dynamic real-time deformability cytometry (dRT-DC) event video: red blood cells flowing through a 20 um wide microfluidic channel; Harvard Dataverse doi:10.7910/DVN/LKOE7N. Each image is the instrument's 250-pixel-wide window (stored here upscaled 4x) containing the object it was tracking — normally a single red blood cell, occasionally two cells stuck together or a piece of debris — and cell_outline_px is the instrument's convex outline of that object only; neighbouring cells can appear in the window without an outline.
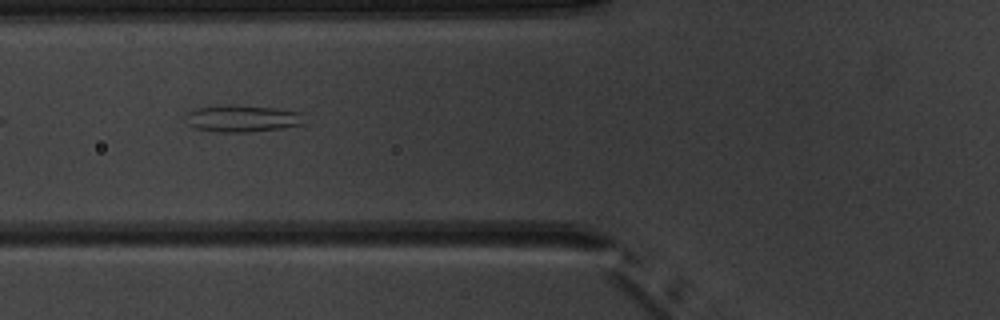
{"species": "common noctule bat (a hibernating species)", "species_latin": "Nyctalus noctula", "temperature_condition": "warm", "stored_images_in_passage": 8, "camera_frame_rate_fps": 3000, "um_per_image_px": 0.085, "animal": {"sex": "male", "body_mass_g": 20.1, "forearm_length_mm": 53.5}, "frame": {"image": 1, "passage_image": 5, "time_ms": 5.667, "image_size_px": [1000, 320], "cell_outline_px": [[304, 124], [280, 128], [248, 132], [220, 132], [196, 128], [188, 124], [184, 120], [188, 112], [196, 108], [228, 104], [276, 108], [300, 112]], "centroid_in_image_um": [20.55, 10.06], "position_along_channel_um": 105.2, "area_um2": 18.5}}
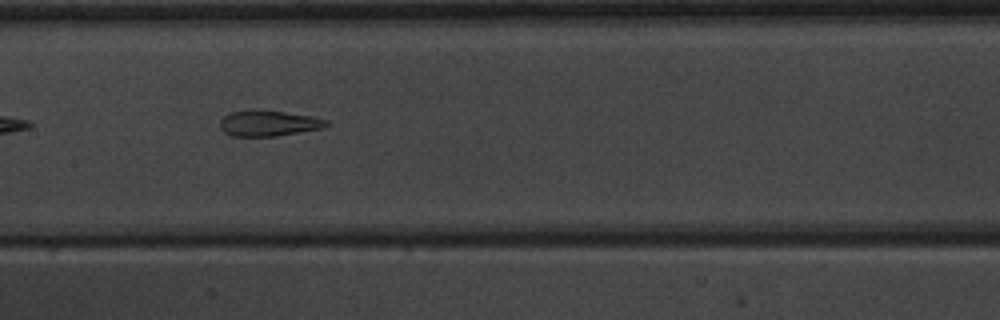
{"frame": {"image": 2, "passage_image": 7, "time_ms": 7.667, "image_size_px": [1000, 320], "cell_outline_px": [[328, 124], [324, 128], [276, 136], [232, 136], [224, 132], [220, 128], [220, 120], [228, 112], [248, 108], [256, 108], [312, 116], [328, 120]], "centroid_in_image_um": [22.78, 10.45], "position_along_channel_um": 184.6, "area_um2": 16.36}}
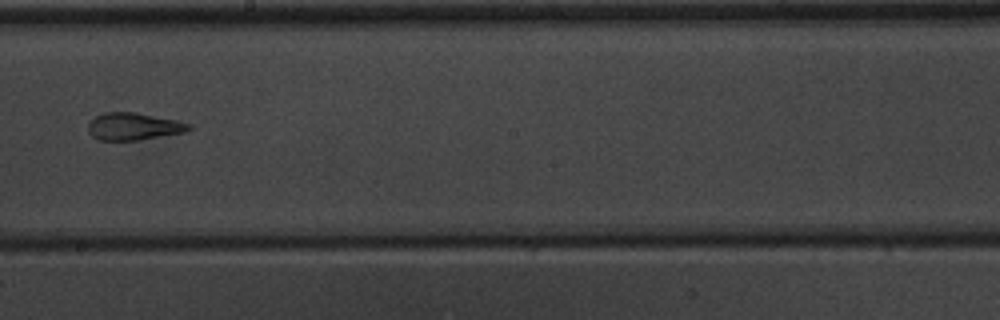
{"frame": {"image": 3, "passage_image": 8, "time_ms": 9.0, "image_size_px": [1000, 320], "cell_outline_px": [[192, 128], [184, 132], [136, 140], [100, 140], [92, 136], [88, 132], [88, 124], [96, 116], [104, 112], [132, 112], [176, 120], [192, 124]], "centroid_in_image_um": [11.34, 10.74], "position_along_channel_um": 236.9, "area_um2": 15.78}}